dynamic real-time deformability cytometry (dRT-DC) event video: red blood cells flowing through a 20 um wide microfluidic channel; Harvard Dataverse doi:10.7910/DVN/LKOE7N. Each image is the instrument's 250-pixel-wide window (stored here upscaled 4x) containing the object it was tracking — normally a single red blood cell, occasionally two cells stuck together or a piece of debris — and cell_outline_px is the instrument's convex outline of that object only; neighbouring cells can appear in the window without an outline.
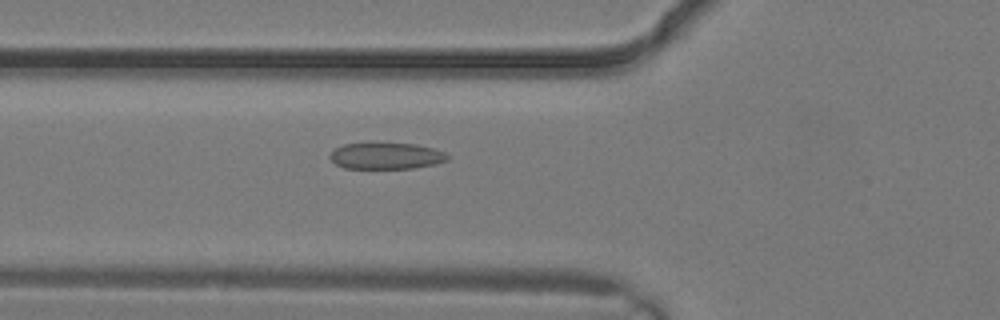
{"species": "common noctule bat (a hibernating species)", "species_latin": "Nyctalus noctula", "temperature_condition": "warm", "stored_images_in_passage": 4, "camera_frame_rate_fps": 3000, "um_per_image_px": 0.085, "animal": {"sex": "male", "body_mass_g": 19.2, "forearm_length_mm": 51.8}, "frame": {"image": 1, "passage_image": 4, "time_ms": 1.0, "image_size_px": [1000, 320], "cell_outline_px": [[448, 160], [436, 164], [412, 168], [344, 168], [336, 164], [328, 156], [336, 148], [344, 144], [416, 144], [432, 148], [444, 152], [448, 156]], "centroid_in_image_um": [32.83, 13.26], "position_along_channel_um": 93.0, "area_um2": 17.74}}